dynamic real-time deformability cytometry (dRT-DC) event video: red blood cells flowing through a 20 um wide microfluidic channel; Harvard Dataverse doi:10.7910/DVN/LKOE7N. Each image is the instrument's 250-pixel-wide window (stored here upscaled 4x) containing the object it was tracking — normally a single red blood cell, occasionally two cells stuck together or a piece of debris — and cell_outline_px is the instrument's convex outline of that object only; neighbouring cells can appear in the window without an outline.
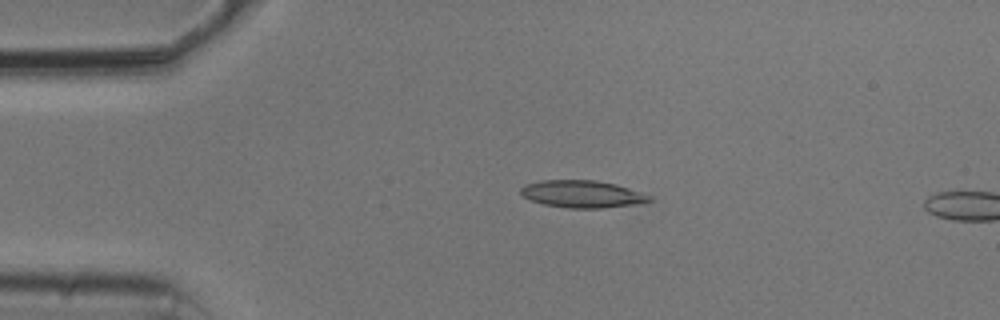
{"species": "common noctule bat (a hibernating species)", "species_latin": "Nyctalus noctula", "temperature_condition": "cold", "stored_images_in_passage": 13, "camera_frame_rate_fps": 3000, "um_per_image_px": 0.085, "animal": {"sex": "male", "body_mass_g": 20.5, "forearm_length_mm": 52.5}, "frame": {"image": 1, "passage_image": 10, "time_ms": 3.0, "image_size_px": [1000, 320], "cell_outline_px": [[652, 200], [644, 204], [604, 208], [564, 208], [544, 204], [532, 200], [524, 196], [520, 192], [520, 188], [524, 184], [540, 180], [596, 180], [616, 184], [652, 196]], "centroid_in_image_um": [49.53, 16.5], "position_along_channel_um": 35.5, "area_um2": 20.69}}